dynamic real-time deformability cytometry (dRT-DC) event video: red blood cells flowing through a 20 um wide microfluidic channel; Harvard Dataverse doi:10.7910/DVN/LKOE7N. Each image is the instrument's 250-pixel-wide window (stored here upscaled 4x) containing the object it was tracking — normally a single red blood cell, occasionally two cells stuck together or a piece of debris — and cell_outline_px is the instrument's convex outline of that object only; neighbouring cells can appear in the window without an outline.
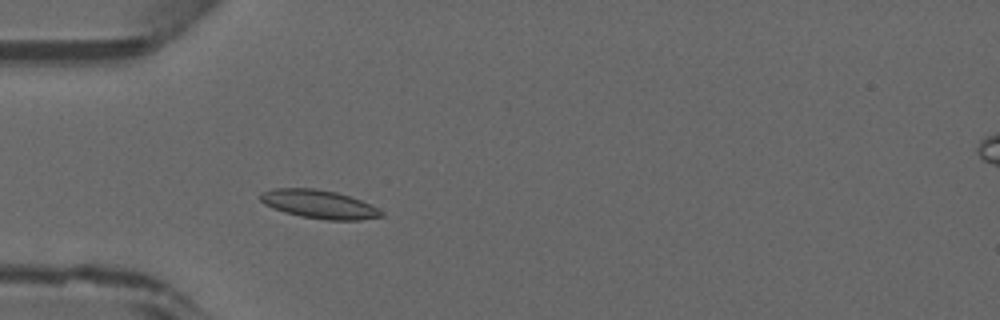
{"species": "common noctule bat (a hibernating species)", "species_latin": "Nyctalus noctula", "temperature_condition": "warm", "stored_images_in_passage": 42, "camera_frame_rate_fps": 3000, "um_per_image_px": 0.085, "animal": {"sex": "male", "forearm_length_mm": 52.5}, "frame": {"image": 1, "passage_image": 10, "time_ms": 3.0, "image_size_px": [1000, 320], "cell_outline_px": [[384, 216], [360, 220], [328, 220], [300, 216], [284, 212], [272, 208], [264, 204], [256, 196], [260, 192], [272, 188], [312, 188], [336, 192], [360, 200], [384, 212]], "centroid_in_image_um": [27.04, 17.35], "position_along_channel_um": 58.0, "area_um2": 20.11}}
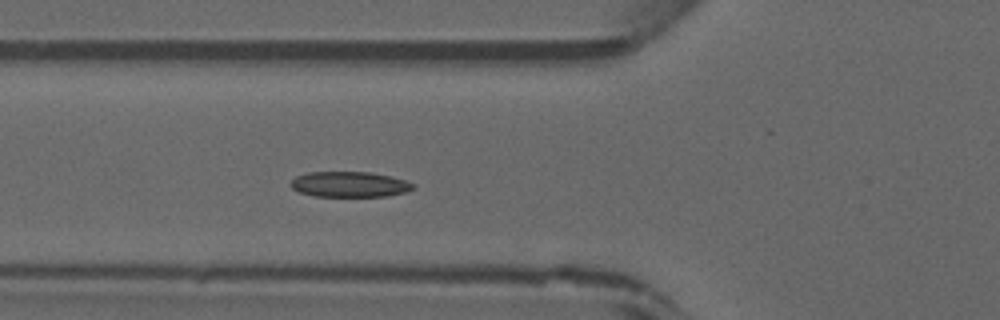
{"frame": {"image": 2, "passage_image": 13, "time_ms": 4.0, "image_size_px": [1000, 320], "cell_outline_px": [[416, 188], [404, 192], [388, 196], [316, 196], [300, 192], [292, 188], [288, 184], [296, 176], [308, 172], [368, 172], [392, 176], [416, 184]], "centroid_in_image_um": [29.72, 15.66], "position_along_channel_um": 96.1, "area_um2": 18.21}}
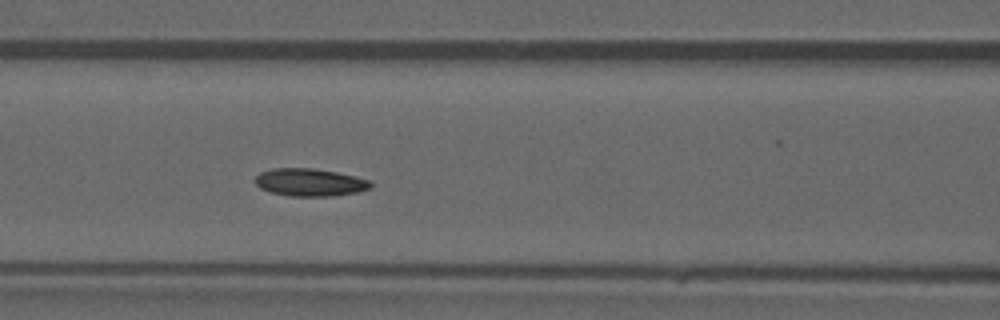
{"frame": {"image": 3, "passage_image": 16, "time_ms": 5.0, "image_size_px": [1000, 320], "cell_outline_px": [[372, 188], [356, 192], [332, 196], [288, 196], [272, 192], [260, 188], [256, 184], [256, 176], [260, 172], [272, 168], [312, 168], [336, 172], [356, 176], [368, 180], [372, 184]], "centroid_in_image_um": [26.34, 15.49], "position_along_channel_um": 140.3, "area_um2": 18.55}}